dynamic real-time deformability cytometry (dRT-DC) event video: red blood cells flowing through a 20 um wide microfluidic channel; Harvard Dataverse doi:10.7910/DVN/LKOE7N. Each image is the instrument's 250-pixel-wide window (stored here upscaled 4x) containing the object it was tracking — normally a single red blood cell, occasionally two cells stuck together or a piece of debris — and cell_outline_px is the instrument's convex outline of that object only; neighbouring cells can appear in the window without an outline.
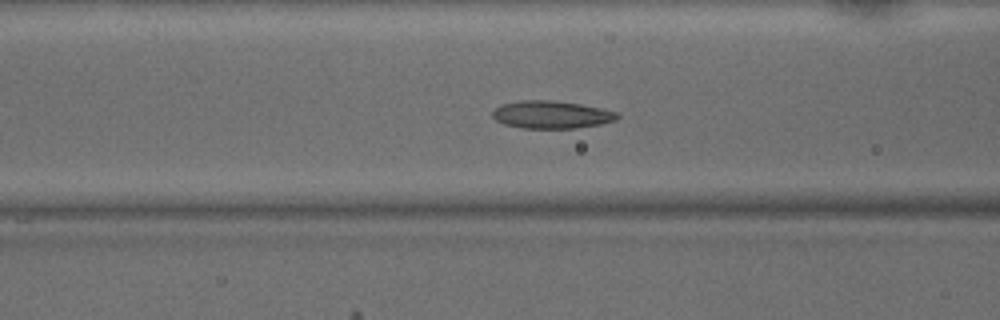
{"species": "common noctule bat (a hibernating species)", "species_latin": "Nyctalus noctula", "temperature_condition": "warm", "stored_images_in_passage": 35, "camera_frame_rate_fps": 3000, "um_per_image_px": 0.085, "animal": {"sex": "male", "body_mass_g": 15.6}, "frame": {"image": 1, "passage_image": 5, "time_ms": 1.333, "image_size_px": [1000, 320], "cell_outline_px": [[620, 116], [616, 120], [600, 124], [576, 128], [520, 128], [504, 124], [496, 120], [492, 116], [492, 112], [500, 104], [520, 100], [552, 100], [580, 104], [600, 108], [616, 112]], "centroid_in_image_um": [46.84, 9.74], "position_along_channel_um": 119.8, "area_um2": 20.11}}
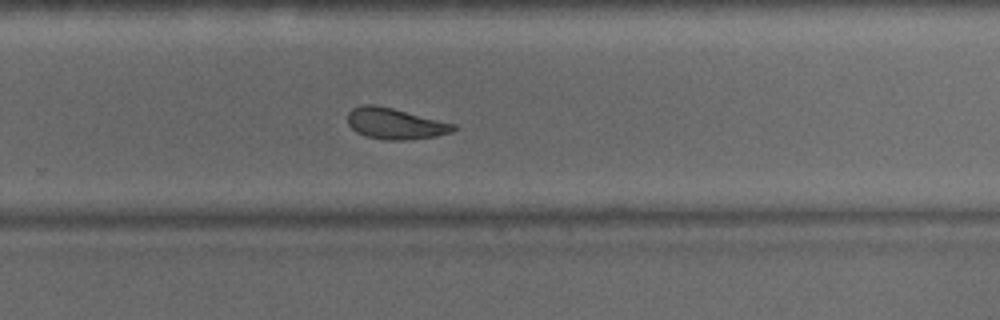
{"frame": {"image": 2, "passage_image": 18, "time_ms": 5.667, "image_size_px": [1000, 320], "cell_outline_px": [[456, 128], [452, 132], [436, 136], [408, 140], [388, 140], [364, 136], [356, 132], [348, 124], [348, 112], [352, 108], [364, 104], [372, 104], [392, 108], [456, 124]], "centroid_in_image_um": [33.57, 10.51], "position_along_channel_um": 296.2, "area_um2": 19.13}}
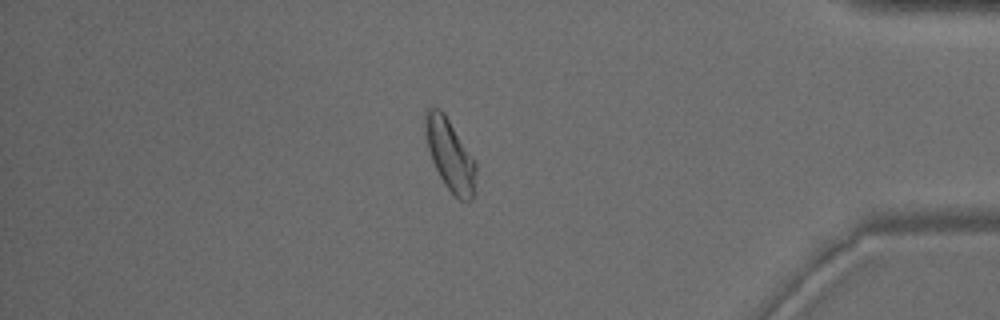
{"frame": {"image": 3, "passage_image": 28, "time_ms": 9.0, "image_size_px": [1000, 320], "cell_outline_px": [[476, 192], [472, 200], [468, 204], [460, 200], [444, 184], [432, 160], [428, 148], [424, 132], [424, 112], [428, 108], [440, 108], [444, 112], [472, 156], [476, 164]], "centroid_in_image_um": [38.26, 13.19], "position_along_channel_um": 396.9, "area_um2": 21.33}, "authors_computed_cell_mechanics": {"area_um2": 19.7098, "velocity_mm_per_s": 4.0742, "shape_relaxation_time_tau1_ms": 7.2128, "shape_relaxation_time_tau2_ms": 2.8268, "deformation_change_tau1": 0.2, "deformation_change_tau2": 0.0956}}